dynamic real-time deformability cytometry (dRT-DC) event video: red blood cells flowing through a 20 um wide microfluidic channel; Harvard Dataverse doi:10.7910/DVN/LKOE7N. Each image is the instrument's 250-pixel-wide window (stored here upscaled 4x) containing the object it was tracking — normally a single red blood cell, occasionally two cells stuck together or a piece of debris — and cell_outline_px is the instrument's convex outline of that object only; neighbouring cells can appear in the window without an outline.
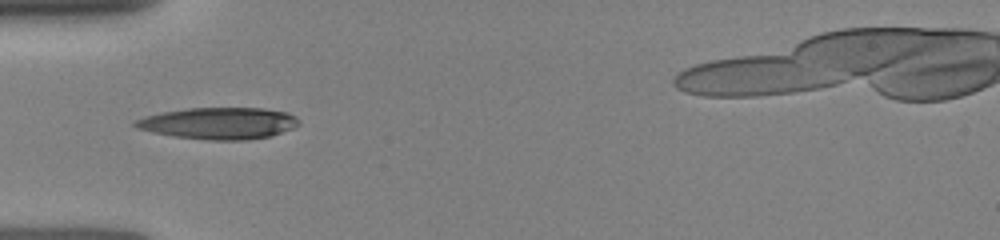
{"species": "human", "species_latin": "Homo sapiens", "temperature_condition": "room temperature", "stored_images_in_passage": 19, "camera_frame_rate_fps": 3000, "um_per_image_px": 0.085, "donor": {"sex": "female"}, "frame": {"image": 1, "passage_image": 3, "time_ms": 0.333, "image_size_px": [1000, 240], "cell_outline_px": [[300, 124], [292, 128], [272, 136], [248, 140], [212, 140], [172, 136], [152, 132], [136, 128], [132, 124], [132, 120], [144, 116], [160, 112], [188, 108], [264, 108], [288, 112], [296, 116], [300, 120]], "centroid_in_image_um": [18.59, 10.47], "position_along_channel_um": 66.4, "area_um2": 30.58}}
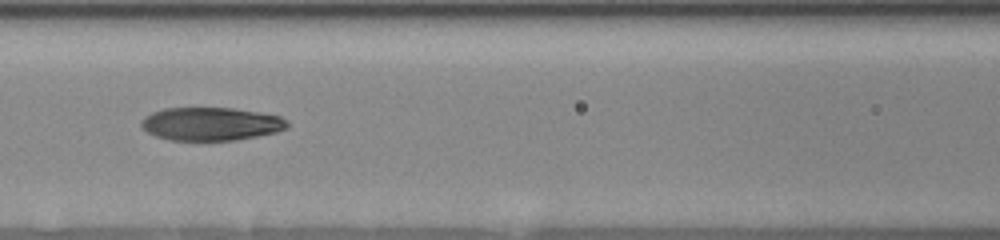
{"frame": {"image": 2, "passage_image": 11, "time_ms": 2.333, "image_size_px": [1000, 240], "cell_outline_px": [[288, 128], [276, 132], [236, 140], [168, 140], [156, 136], [140, 128], [140, 120], [144, 116], [152, 112], [164, 108], [232, 108], [260, 112], [280, 116], [288, 120]], "centroid_in_image_um": [17.91, 10.53], "position_along_channel_um": 148.7, "area_um2": 28.44}}
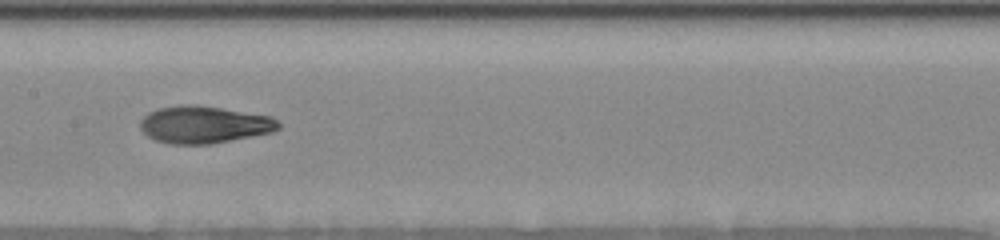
{"frame": {"image": 3, "passage_image": 18, "time_ms": 3.333, "image_size_px": [1000, 240], "cell_outline_px": [[280, 128], [272, 132], [212, 144], [168, 144], [156, 140], [148, 136], [140, 128], [140, 120], [148, 112], [156, 108], [180, 104], [192, 104], [220, 108], [272, 116], [280, 124]], "centroid_in_image_um": [17.32, 10.59], "position_along_channel_um": 190.1, "area_um2": 30.11}}